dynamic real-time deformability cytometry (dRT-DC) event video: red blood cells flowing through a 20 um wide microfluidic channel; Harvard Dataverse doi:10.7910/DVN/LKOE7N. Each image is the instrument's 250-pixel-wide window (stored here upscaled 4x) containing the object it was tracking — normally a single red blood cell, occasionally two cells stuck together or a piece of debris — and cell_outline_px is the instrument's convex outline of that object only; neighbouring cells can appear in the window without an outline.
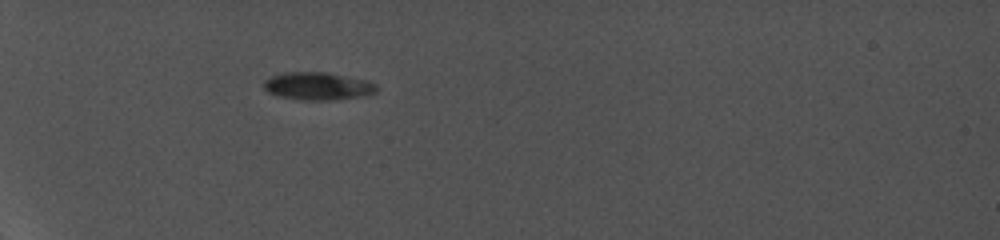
{"species": "common noctule bat (a hibernating species)", "species_latin": "Nyctalus noctula", "temperature_condition": "cold", "stored_images_in_passage": 35, "camera_frame_rate_fps": 5000, "um_per_image_px": 0.085, "animal": {"sex": "female", "body_mass_g": 19.0, "forearm_length_mm": 56.7}, "frame": {"image": 1, "passage_image": 1, "time_ms": 0.0, "image_size_px": [1000, 240], "cell_outline_px": [[380, 88], [376, 92], [360, 96], [336, 100], [304, 100], [276, 96], [268, 92], [264, 88], [264, 80], [272, 76], [284, 72], [328, 72], [368, 80], [376, 84]], "centroid_in_image_um": [27.03, 7.31], "position_along_channel_um": 58.0, "area_um2": 18.44}}
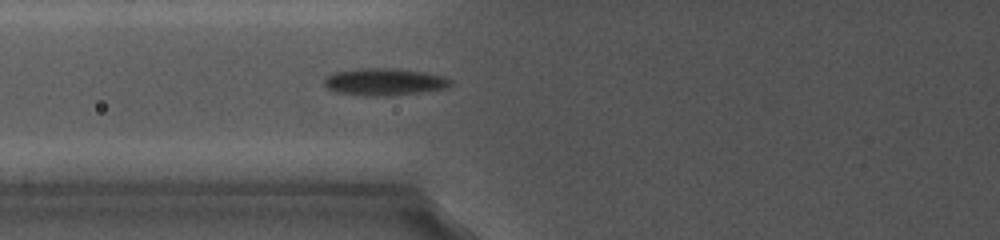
{"frame": {"image": 2, "passage_image": 16, "time_ms": 1.8, "image_size_px": [1000, 240], "cell_outline_px": [[452, 84], [444, 88], [424, 92], [384, 96], [364, 96], [336, 92], [324, 88], [324, 76], [336, 72], [360, 68], [392, 68], [424, 72], [444, 76], [452, 80]], "centroid_in_image_um": [32.63, 6.96], "position_along_channel_um": 93.2, "area_um2": 20.17}}
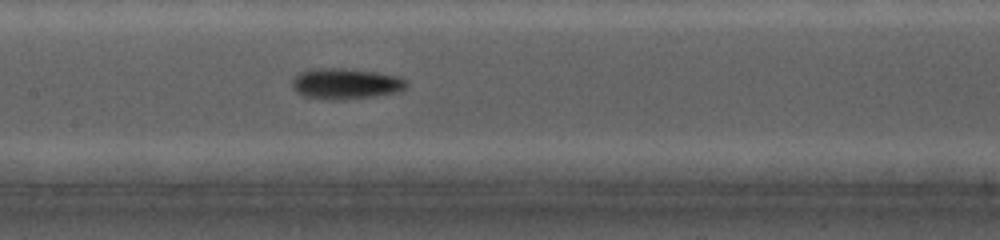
{"frame": {"image": 3, "passage_image": 34, "time_ms": 4.0, "image_size_px": [1000, 240], "cell_outline_px": [[408, 84], [404, 88], [396, 92], [376, 96], [340, 100], [328, 100], [304, 96], [296, 92], [292, 88], [292, 80], [300, 72], [316, 68], [344, 68], [376, 72], [396, 76], [408, 80]], "centroid_in_image_um": [29.36, 7.12], "position_along_channel_um": 178.0, "area_um2": 20.58}}